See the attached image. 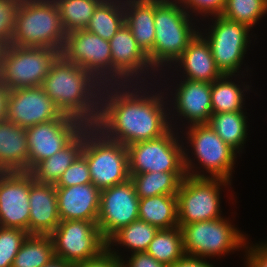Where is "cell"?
<instances>
[{
  "mask_svg": "<svg viewBox=\"0 0 267 267\" xmlns=\"http://www.w3.org/2000/svg\"><path fill=\"white\" fill-rule=\"evenodd\" d=\"M92 183L86 158L80 154L76 160L64 171L56 187H70Z\"/></svg>",
  "mask_w": 267,
  "mask_h": 267,
  "instance_id": "cell-38",
  "label": "cell"
},
{
  "mask_svg": "<svg viewBox=\"0 0 267 267\" xmlns=\"http://www.w3.org/2000/svg\"><path fill=\"white\" fill-rule=\"evenodd\" d=\"M85 127L79 119L62 113L52 121L26 128L28 172L38 162L66 147Z\"/></svg>",
  "mask_w": 267,
  "mask_h": 267,
  "instance_id": "cell-14",
  "label": "cell"
},
{
  "mask_svg": "<svg viewBox=\"0 0 267 267\" xmlns=\"http://www.w3.org/2000/svg\"><path fill=\"white\" fill-rule=\"evenodd\" d=\"M58 6L64 32L85 29L103 0H54Z\"/></svg>",
  "mask_w": 267,
  "mask_h": 267,
  "instance_id": "cell-34",
  "label": "cell"
},
{
  "mask_svg": "<svg viewBox=\"0 0 267 267\" xmlns=\"http://www.w3.org/2000/svg\"><path fill=\"white\" fill-rule=\"evenodd\" d=\"M26 128L0 121V172H28Z\"/></svg>",
  "mask_w": 267,
  "mask_h": 267,
  "instance_id": "cell-23",
  "label": "cell"
},
{
  "mask_svg": "<svg viewBox=\"0 0 267 267\" xmlns=\"http://www.w3.org/2000/svg\"><path fill=\"white\" fill-rule=\"evenodd\" d=\"M146 253L167 266L180 260L185 255L180 227L159 229Z\"/></svg>",
  "mask_w": 267,
  "mask_h": 267,
  "instance_id": "cell-32",
  "label": "cell"
},
{
  "mask_svg": "<svg viewBox=\"0 0 267 267\" xmlns=\"http://www.w3.org/2000/svg\"><path fill=\"white\" fill-rule=\"evenodd\" d=\"M42 267H73V265L62 258L54 256L46 265Z\"/></svg>",
  "mask_w": 267,
  "mask_h": 267,
  "instance_id": "cell-45",
  "label": "cell"
},
{
  "mask_svg": "<svg viewBox=\"0 0 267 267\" xmlns=\"http://www.w3.org/2000/svg\"><path fill=\"white\" fill-rule=\"evenodd\" d=\"M230 77L232 78V75H222L211 83L213 114L244 111V90L239 87V84L230 81Z\"/></svg>",
  "mask_w": 267,
  "mask_h": 267,
  "instance_id": "cell-33",
  "label": "cell"
},
{
  "mask_svg": "<svg viewBox=\"0 0 267 267\" xmlns=\"http://www.w3.org/2000/svg\"><path fill=\"white\" fill-rule=\"evenodd\" d=\"M158 230L157 227L137 219L115 232L107 240V248H111L116 243L128 249L130 248L133 253L146 252Z\"/></svg>",
  "mask_w": 267,
  "mask_h": 267,
  "instance_id": "cell-31",
  "label": "cell"
},
{
  "mask_svg": "<svg viewBox=\"0 0 267 267\" xmlns=\"http://www.w3.org/2000/svg\"><path fill=\"white\" fill-rule=\"evenodd\" d=\"M125 24L138 46L149 56L155 39L154 0H124Z\"/></svg>",
  "mask_w": 267,
  "mask_h": 267,
  "instance_id": "cell-24",
  "label": "cell"
},
{
  "mask_svg": "<svg viewBox=\"0 0 267 267\" xmlns=\"http://www.w3.org/2000/svg\"><path fill=\"white\" fill-rule=\"evenodd\" d=\"M139 198L131 179L100 192L97 226L107 241L120 228L139 219Z\"/></svg>",
  "mask_w": 267,
  "mask_h": 267,
  "instance_id": "cell-15",
  "label": "cell"
},
{
  "mask_svg": "<svg viewBox=\"0 0 267 267\" xmlns=\"http://www.w3.org/2000/svg\"><path fill=\"white\" fill-rule=\"evenodd\" d=\"M50 235L29 234L11 267H42L54 257Z\"/></svg>",
  "mask_w": 267,
  "mask_h": 267,
  "instance_id": "cell-30",
  "label": "cell"
},
{
  "mask_svg": "<svg viewBox=\"0 0 267 267\" xmlns=\"http://www.w3.org/2000/svg\"><path fill=\"white\" fill-rule=\"evenodd\" d=\"M186 172H148L130 174L139 199L156 195H177Z\"/></svg>",
  "mask_w": 267,
  "mask_h": 267,
  "instance_id": "cell-27",
  "label": "cell"
},
{
  "mask_svg": "<svg viewBox=\"0 0 267 267\" xmlns=\"http://www.w3.org/2000/svg\"><path fill=\"white\" fill-rule=\"evenodd\" d=\"M50 237L54 255L72 265L96 258L107 249V241L94 221H60Z\"/></svg>",
  "mask_w": 267,
  "mask_h": 267,
  "instance_id": "cell-11",
  "label": "cell"
},
{
  "mask_svg": "<svg viewBox=\"0 0 267 267\" xmlns=\"http://www.w3.org/2000/svg\"><path fill=\"white\" fill-rule=\"evenodd\" d=\"M121 267H168L167 265L158 262L146 252H136L131 254V258L125 261L120 258Z\"/></svg>",
  "mask_w": 267,
  "mask_h": 267,
  "instance_id": "cell-42",
  "label": "cell"
},
{
  "mask_svg": "<svg viewBox=\"0 0 267 267\" xmlns=\"http://www.w3.org/2000/svg\"><path fill=\"white\" fill-rule=\"evenodd\" d=\"M180 2L188 13L192 10V13H198L205 17L206 15H221L226 0H180Z\"/></svg>",
  "mask_w": 267,
  "mask_h": 267,
  "instance_id": "cell-39",
  "label": "cell"
},
{
  "mask_svg": "<svg viewBox=\"0 0 267 267\" xmlns=\"http://www.w3.org/2000/svg\"><path fill=\"white\" fill-rule=\"evenodd\" d=\"M21 0H0V47L8 46Z\"/></svg>",
  "mask_w": 267,
  "mask_h": 267,
  "instance_id": "cell-37",
  "label": "cell"
},
{
  "mask_svg": "<svg viewBox=\"0 0 267 267\" xmlns=\"http://www.w3.org/2000/svg\"><path fill=\"white\" fill-rule=\"evenodd\" d=\"M142 85L146 86L145 83L103 85L94 127L106 138L128 146L160 137L173 127L169 119L174 117L168 116L170 109H166L168 103L164 101L168 97L162 91L149 95L150 91Z\"/></svg>",
  "mask_w": 267,
  "mask_h": 267,
  "instance_id": "cell-1",
  "label": "cell"
},
{
  "mask_svg": "<svg viewBox=\"0 0 267 267\" xmlns=\"http://www.w3.org/2000/svg\"><path fill=\"white\" fill-rule=\"evenodd\" d=\"M247 267H267V242L255 246H245Z\"/></svg>",
  "mask_w": 267,
  "mask_h": 267,
  "instance_id": "cell-41",
  "label": "cell"
},
{
  "mask_svg": "<svg viewBox=\"0 0 267 267\" xmlns=\"http://www.w3.org/2000/svg\"><path fill=\"white\" fill-rule=\"evenodd\" d=\"M9 94L10 90L3 84L0 77V121L6 120Z\"/></svg>",
  "mask_w": 267,
  "mask_h": 267,
  "instance_id": "cell-44",
  "label": "cell"
},
{
  "mask_svg": "<svg viewBox=\"0 0 267 267\" xmlns=\"http://www.w3.org/2000/svg\"><path fill=\"white\" fill-rule=\"evenodd\" d=\"M41 86L63 114L79 119L86 126L96 124L103 84L87 70L60 55Z\"/></svg>",
  "mask_w": 267,
  "mask_h": 267,
  "instance_id": "cell-2",
  "label": "cell"
},
{
  "mask_svg": "<svg viewBox=\"0 0 267 267\" xmlns=\"http://www.w3.org/2000/svg\"><path fill=\"white\" fill-rule=\"evenodd\" d=\"M180 4V0H154L155 39L148 60L156 72L163 71L162 66L171 68L199 32L189 19L192 13Z\"/></svg>",
  "mask_w": 267,
  "mask_h": 267,
  "instance_id": "cell-3",
  "label": "cell"
},
{
  "mask_svg": "<svg viewBox=\"0 0 267 267\" xmlns=\"http://www.w3.org/2000/svg\"><path fill=\"white\" fill-rule=\"evenodd\" d=\"M29 172H0V226L29 233Z\"/></svg>",
  "mask_w": 267,
  "mask_h": 267,
  "instance_id": "cell-17",
  "label": "cell"
},
{
  "mask_svg": "<svg viewBox=\"0 0 267 267\" xmlns=\"http://www.w3.org/2000/svg\"><path fill=\"white\" fill-rule=\"evenodd\" d=\"M85 139V128L63 149L38 162L29 173L36 182L56 185L64 171L81 154Z\"/></svg>",
  "mask_w": 267,
  "mask_h": 267,
  "instance_id": "cell-25",
  "label": "cell"
},
{
  "mask_svg": "<svg viewBox=\"0 0 267 267\" xmlns=\"http://www.w3.org/2000/svg\"><path fill=\"white\" fill-rule=\"evenodd\" d=\"M202 34L204 33L200 30L173 64H178L175 68L183 67L185 79L212 83L222 74L217 69L210 45Z\"/></svg>",
  "mask_w": 267,
  "mask_h": 267,
  "instance_id": "cell-22",
  "label": "cell"
},
{
  "mask_svg": "<svg viewBox=\"0 0 267 267\" xmlns=\"http://www.w3.org/2000/svg\"><path fill=\"white\" fill-rule=\"evenodd\" d=\"M109 42L112 58V84L146 83V77L143 76L147 74L151 76L155 73L156 70L151 66L148 56L138 46L126 24L120 27Z\"/></svg>",
  "mask_w": 267,
  "mask_h": 267,
  "instance_id": "cell-16",
  "label": "cell"
},
{
  "mask_svg": "<svg viewBox=\"0 0 267 267\" xmlns=\"http://www.w3.org/2000/svg\"><path fill=\"white\" fill-rule=\"evenodd\" d=\"M188 143L200 166L210 175L202 174L193 168V159L188 157L184 148V168L186 175L192 177L222 178L231 182L236 151L226 144L207 124H195L186 127ZM194 151V152H193ZM187 152V154H186ZM193 169V170H192ZM196 171V172H195Z\"/></svg>",
  "mask_w": 267,
  "mask_h": 267,
  "instance_id": "cell-7",
  "label": "cell"
},
{
  "mask_svg": "<svg viewBox=\"0 0 267 267\" xmlns=\"http://www.w3.org/2000/svg\"><path fill=\"white\" fill-rule=\"evenodd\" d=\"M267 13V0H226L221 16L250 29Z\"/></svg>",
  "mask_w": 267,
  "mask_h": 267,
  "instance_id": "cell-35",
  "label": "cell"
},
{
  "mask_svg": "<svg viewBox=\"0 0 267 267\" xmlns=\"http://www.w3.org/2000/svg\"><path fill=\"white\" fill-rule=\"evenodd\" d=\"M100 192L93 183L56 187L60 220H85L97 223Z\"/></svg>",
  "mask_w": 267,
  "mask_h": 267,
  "instance_id": "cell-20",
  "label": "cell"
},
{
  "mask_svg": "<svg viewBox=\"0 0 267 267\" xmlns=\"http://www.w3.org/2000/svg\"><path fill=\"white\" fill-rule=\"evenodd\" d=\"M176 87L173 99V111L177 116L188 120L191 125L207 124L213 109L211 105V83L181 80Z\"/></svg>",
  "mask_w": 267,
  "mask_h": 267,
  "instance_id": "cell-19",
  "label": "cell"
},
{
  "mask_svg": "<svg viewBox=\"0 0 267 267\" xmlns=\"http://www.w3.org/2000/svg\"><path fill=\"white\" fill-rule=\"evenodd\" d=\"M247 116L244 111L212 114L207 125L232 149L239 153L247 138Z\"/></svg>",
  "mask_w": 267,
  "mask_h": 267,
  "instance_id": "cell-29",
  "label": "cell"
},
{
  "mask_svg": "<svg viewBox=\"0 0 267 267\" xmlns=\"http://www.w3.org/2000/svg\"><path fill=\"white\" fill-rule=\"evenodd\" d=\"M62 112L42 86L11 89L6 120L23 128L58 118Z\"/></svg>",
  "mask_w": 267,
  "mask_h": 267,
  "instance_id": "cell-18",
  "label": "cell"
},
{
  "mask_svg": "<svg viewBox=\"0 0 267 267\" xmlns=\"http://www.w3.org/2000/svg\"><path fill=\"white\" fill-rule=\"evenodd\" d=\"M81 154L92 183L101 191L130 179L127 146L106 138L94 126L85 127Z\"/></svg>",
  "mask_w": 267,
  "mask_h": 267,
  "instance_id": "cell-5",
  "label": "cell"
},
{
  "mask_svg": "<svg viewBox=\"0 0 267 267\" xmlns=\"http://www.w3.org/2000/svg\"><path fill=\"white\" fill-rule=\"evenodd\" d=\"M174 129L171 127L160 137L128 145L129 174L185 172L184 146L179 144Z\"/></svg>",
  "mask_w": 267,
  "mask_h": 267,
  "instance_id": "cell-10",
  "label": "cell"
},
{
  "mask_svg": "<svg viewBox=\"0 0 267 267\" xmlns=\"http://www.w3.org/2000/svg\"><path fill=\"white\" fill-rule=\"evenodd\" d=\"M214 24L205 33L217 69L222 75L236 76L250 44V28L245 24L214 16ZM208 34V35H207ZM207 35V36H206Z\"/></svg>",
  "mask_w": 267,
  "mask_h": 267,
  "instance_id": "cell-12",
  "label": "cell"
},
{
  "mask_svg": "<svg viewBox=\"0 0 267 267\" xmlns=\"http://www.w3.org/2000/svg\"><path fill=\"white\" fill-rule=\"evenodd\" d=\"M186 255L201 258L221 256L243 248L246 236L223 217L179 226Z\"/></svg>",
  "mask_w": 267,
  "mask_h": 267,
  "instance_id": "cell-8",
  "label": "cell"
},
{
  "mask_svg": "<svg viewBox=\"0 0 267 267\" xmlns=\"http://www.w3.org/2000/svg\"><path fill=\"white\" fill-rule=\"evenodd\" d=\"M60 55L92 74L101 84H112L110 42L86 29L67 33Z\"/></svg>",
  "mask_w": 267,
  "mask_h": 267,
  "instance_id": "cell-13",
  "label": "cell"
},
{
  "mask_svg": "<svg viewBox=\"0 0 267 267\" xmlns=\"http://www.w3.org/2000/svg\"><path fill=\"white\" fill-rule=\"evenodd\" d=\"M118 252L107 248L98 257L73 265V267H121Z\"/></svg>",
  "mask_w": 267,
  "mask_h": 267,
  "instance_id": "cell-40",
  "label": "cell"
},
{
  "mask_svg": "<svg viewBox=\"0 0 267 267\" xmlns=\"http://www.w3.org/2000/svg\"><path fill=\"white\" fill-rule=\"evenodd\" d=\"M123 24V0H103L95 9L85 29L109 41Z\"/></svg>",
  "mask_w": 267,
  "mask_h": 267,
  "instance_id": "cell-28",
  "label": "cell"
},
{
  "mask_svg": "<svg viewBox=\"0 0 267 267\" xmlns=\"http://www.w3.org/2000/svg\"><path fill=\"white\" fill-rule=\"evenodd\" d=\"M28 235L27 231L18 228L0 226V267L12 266L16 254Z\"/></svg>",
  "mask_w": 267,
  "mask_h": 267,
  "instance_id": "cell-36",
  "label": "cell"
},
{
  "mask_svg": "<svg viewBox=\"0 0 267 267\" xmlns=\"http://www.w3.org/2000/svg\"><path fill=\"white\" fill-rule=\"evenodd\" d=\"M228 184L222 178L186 175L177 193L178 226L221 218L220 186Z\"/></svg>",
  "mask_w": 267,
  "mask_h": 267,
  "instance_id": "cell-9",
  "label": "cell"
},
{
  "mask_svg": "<svg viewBox=\"0 0 267 267\" xmlns=\"http://www.w3.org/2000/svg\"><path fill=\"white\" fill-rule=\"evenodd\" d=\"M29 234L50 235L60 223L56 186L34 181L29 192Z\"/></svg>",
  "mask_w": 267,
  "mask_h": 267,
  "instance_id": "cell-21",
  "label": "cell"
},
{
  "mask_svg": "<svg viewBox=\"0 0 267 267\" xmlns=\"http://www.w3.org/2000/svg\"><path fill=\"white\" fill-rule=\"evenodd\" d=\"M204 260L206 259L185 254L180 260H177L168 267H213V265Z\"/></svg>",
  "mask_w": 267,
  "mask_h": 267,
  "instance_id": "cell-43",
  "label": "cell"
},
{
  "mask_svg": "<svg viewBox=\"0 0 267 267\" xmlns=\"http://www.w3.org/2000/svg\"><path fill=\"white\" fill-rule=\"evenodd\" d=\"M139 219L158 229L178 226L177 195H156L139 199Z\"/></svg>",
  "mask_w": 267,
  "mask_h": 267,
  "instance_id": "cell-26",
  "label": "cell"
},
{
  "mask_svg": "<svg viewBox=\"0 0 267 267\" xmlns=\"http://www.w3.org/2000/svg\"><path fill=\"white\" fill-rule=\"evenodd\" d=\"M59 56L53 48L0 47L1 80L9 90L41 86Z\"/></svg>",
  "mask_w": 267,
  "mask_h": 267,
  "instance_id": "cell-6",
  "label": "cell"
},
{
  "mask_svg": "<svg viewBox=\"0 0 267 267\" xmlns=\"http://www.w3.org/2000/svg\"><path fill=\"white\" fill-rule=\"evenodd\" d=\"M66 33L54 0H21L11 45L62 51Z\"/></svg>",
  "mask_w": 267,
  "mask_h": 267,
  "instance_id": "cell-4",
  "label": "cell"
}]
</instances>
